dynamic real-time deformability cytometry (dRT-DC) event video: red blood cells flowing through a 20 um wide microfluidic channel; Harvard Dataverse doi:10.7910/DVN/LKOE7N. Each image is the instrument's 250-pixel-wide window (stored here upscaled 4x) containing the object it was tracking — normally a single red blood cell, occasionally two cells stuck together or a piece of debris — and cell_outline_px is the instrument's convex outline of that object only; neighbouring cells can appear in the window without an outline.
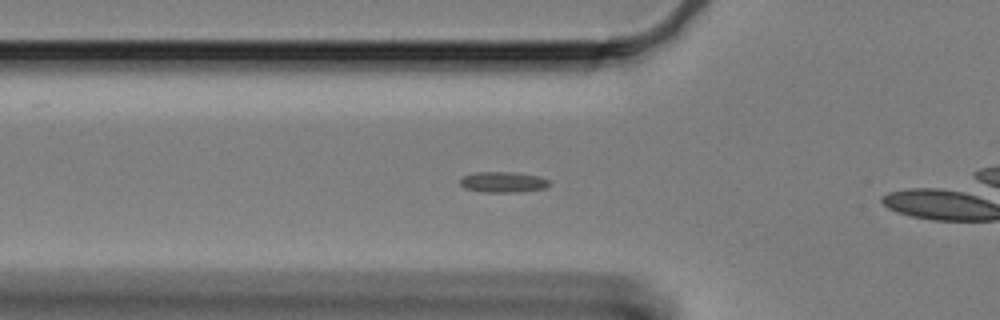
{"species": "Egyptian fruit bat (a non-hibernating species)", "species_latin": "Rousettus aegyptiacus", "temperature_condition": "cold", "stored_images_in_passage": 46, "camera_frame_rate_fps": 3000, "um_per_image_px": 0.085, "animal": {"sex": "female"}, "frame": {"image": 1, "passage_image": 5, "time_ms": 1.333, "image_size_px": [1000, 320], "cell_outline_px": [[552, 184], [544, 188], [520, 192], [480, 192], [464, 188], [460, 184], [460, 180], [464, 176], [472, 172], [512, 172], [540, 176], [548, 180]], "centroid_in_image_um": [42.75, 15.48], "position_along_channel_um": 83.0, "area_um2": 10.87}}
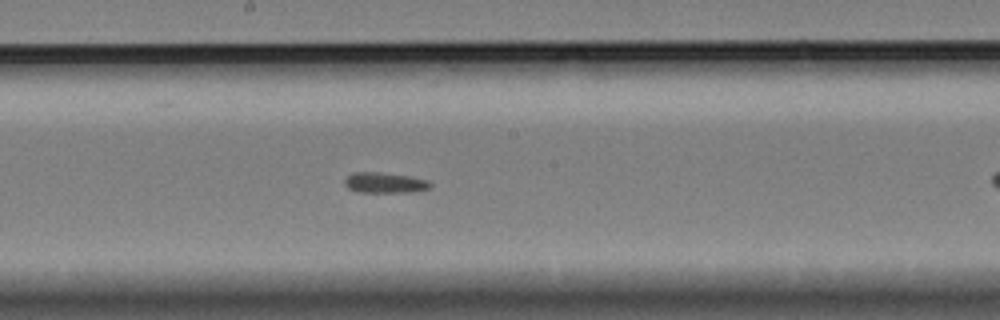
{"frame": {"image": 2, "passage_image": 17, "time_ms": 5.333, "image_size_px": [1000, 320], "cell_outline_px": [[432, 188], [416, 192], [356, 192], [348, 188], [344, 184], [344, 180], [352, 172], [380, 172], [408, 176], [428, 180], [432, 184]], "centroid_in_image_um": [32.72, 15.54], "position_along_channel_um": 215.5, "area_um2": 10.4}}
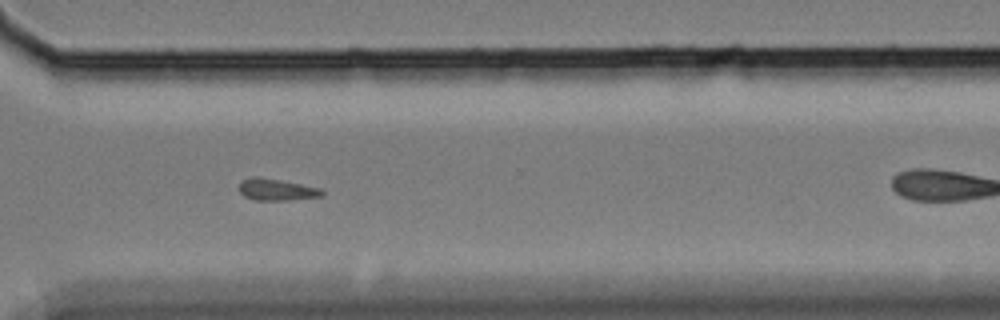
{"frame": {"image": 3, "passage_image": 29, "time_ms": 9.333, "image_size_px": [1000, 320], "cell_outline_px": [[324, 196], [288, 200], [256, 200], [244, 196], [240, 192], [240, 180], [252, 176], [256, 176], [280, 180], [320, 188], [324, 192]], "centroid_in_image_um": [23.5, 16.11], "position_along_channel_um": 347.1, "area_um2": 10.46}, "authors_computed_cell_mechanics": {"area_um2": 10.115, "velocity_mm_per_s": 3.2968, "shape_relaxation_time_tau1_ms": null, "shape_relaxation_time_tau2_ms": 3.108, "deformation_change_tau1": null, "deformation_change_tau2": 0.097}}